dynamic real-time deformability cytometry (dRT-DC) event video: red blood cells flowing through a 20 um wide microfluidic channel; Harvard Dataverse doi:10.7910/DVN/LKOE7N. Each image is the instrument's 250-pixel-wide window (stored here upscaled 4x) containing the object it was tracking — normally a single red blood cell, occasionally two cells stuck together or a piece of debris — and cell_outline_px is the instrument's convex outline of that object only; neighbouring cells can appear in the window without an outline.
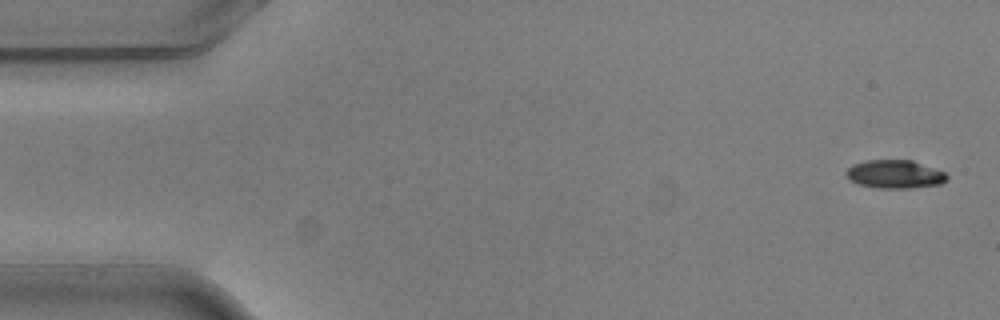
{"species": "common noctule bat (a hibernating species)", "species_latin": "Nyctalus noctula", "temperature_condition": "warm", "stored_images_in_passage": 6, "camera_frame_rate_fps": 3000, "um_per_image_px": 0.085, "animal": {"sex": "male", "body_mass_g": 20.5, "forearm_length_mm": 52.5}, "frame": {"image": 1, "passage_image": 1, "time_ms": 0.0, "image_size_px": [1000, 320], "cell_outline_px": [[948, 180], [940, 184], [908, 188], [876, 188], [856, 184], [848, 180], [844, 172], [852, 164], [864, 160], [912, 160], [944, 172], [948, 176]], "centroid_in_image_um": [76.0, 14.81], "position_along_channel_um": 9.0, "area_um2": 16.82}}
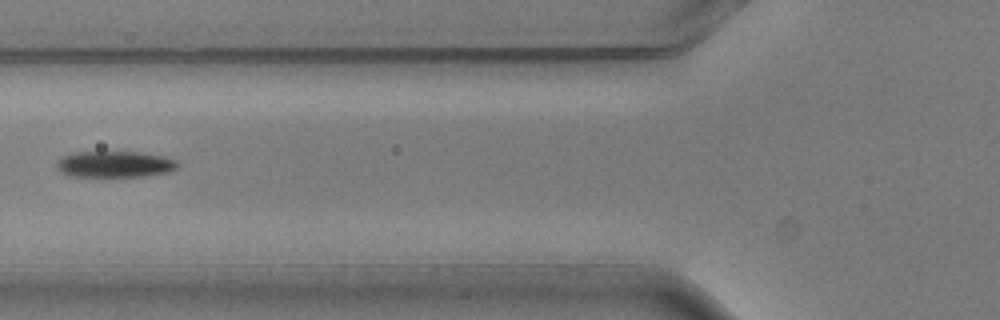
{"frame": {"image": 2, "passage_image": 5, "time_ms": 1.333, "image_size_px": [1000, 320], "cell_outline_px": [[180, 164], [176, 168], [164, 172], [140, 176], [72, 176], [60, 172], [56, 168], [56, 160], [64, 156], [76, 152], [136, 152], [160, 156], [176, 160]], "centroid_in_image_um": [9.68, 13.95], "position_along_channel_um": 116.1, "area_um2": 18.15}}
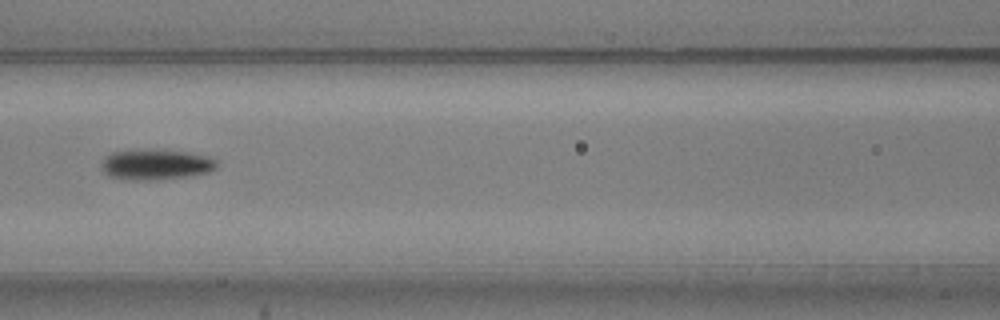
{"frame": {"image": 3, "passage_image": 6, "time_ms": 1.667, "image_size_px": [1000, 320], "cell_outline_px": [[216, 168], [208, 172], [188, 176], [148, 180], [124, 180], [108, 176], [100, 168], [104, 156], [112, 152], [152, 148], [188, 152], [208, 156], [216, 160]], "centroid_in_image_um": [13.19, 13.97], "position_along_channel_um": 153.4, "area_um2": 20.81}}